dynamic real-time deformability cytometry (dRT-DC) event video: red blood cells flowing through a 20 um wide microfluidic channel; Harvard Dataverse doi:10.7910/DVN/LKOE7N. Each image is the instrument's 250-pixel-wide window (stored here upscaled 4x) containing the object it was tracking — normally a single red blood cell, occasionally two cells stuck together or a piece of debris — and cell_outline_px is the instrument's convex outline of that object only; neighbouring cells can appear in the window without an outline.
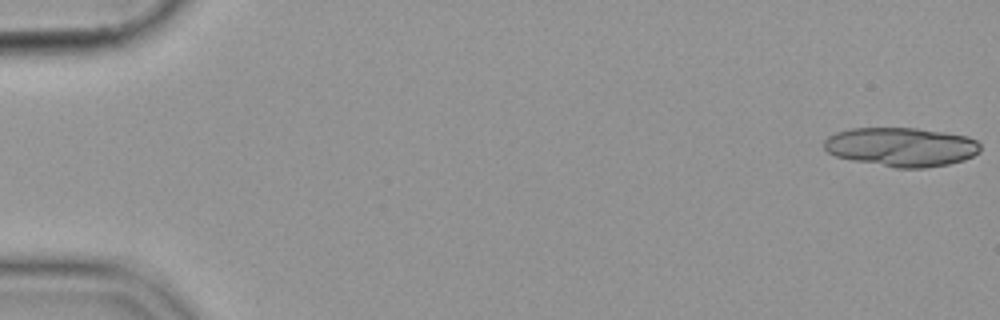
{"species": "common noctule bat (a hibernating species)", "species_latin": "Nyctalus noctula", "temperature_condition": "cold", "stored_images_in_passage": 21, "camera_frame_rate_fps": 3000, "um_per_image_px": 0.085, "animal": {"sex": "female", "body_mass_g": 19.9}, "frame": {"image": 1, "passage_image": 1, "time_ms": 0.0, "image_size_px": [1000, 320], "cell_outline_px": [[980, 152], [964, 160], [948, 164], [924, 168], [896, 168], [836, 156], [828, 152], [824, 148], [824, 140], [828, 136], [836, 132], [848, 128], [916, 128], [968, 136], [976, 140], [980, 144]], "centroid_in_image_um": [76.62, 12.48], "position_along_channel_um": 8.4, "area_um2": 35.43}}